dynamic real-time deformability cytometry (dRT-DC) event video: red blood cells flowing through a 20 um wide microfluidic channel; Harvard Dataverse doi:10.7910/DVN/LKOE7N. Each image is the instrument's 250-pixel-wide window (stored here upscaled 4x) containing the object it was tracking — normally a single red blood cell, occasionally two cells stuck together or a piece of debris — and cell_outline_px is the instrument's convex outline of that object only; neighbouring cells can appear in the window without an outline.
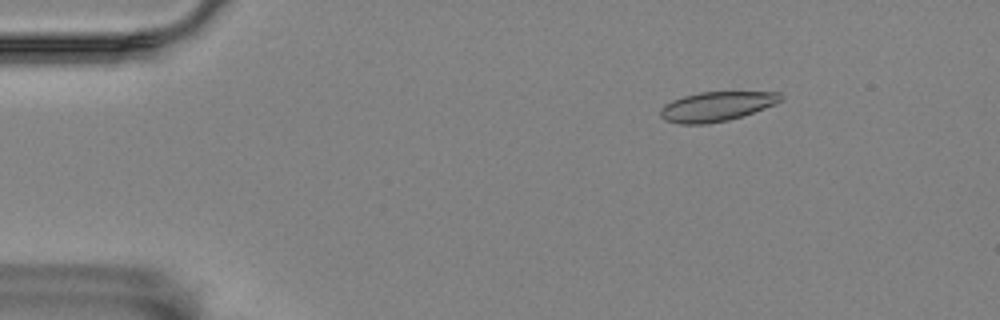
{"species": "Egyptian fruit bat (a non-hibernating species)", "species_latin": "Rousettus aegyptiacus", "temperature_condition": "room temperature", "stored_images_in_passage": 49, "segment_of_instrument_passage": [1, 2], "camera_frame_rate_fps": 3000, "um_per_image_px": 0.085, "animal": {"sex": "female"}, "frame": {"image": 1, "passage_image": 3, "time_ms": 0.667, "image_size_px": [1000, 320], "cell_outline_px": [[784, 100], [776, 104], [728, 120], [708, 124], [680, 124], [668, 120], [660, 116], [660, 108], [664, 104], [672, 100], [684, 96], [700, 92], [780, 92], [784, 96]], "centroid_in_image_um": [60.92, 9.04], "position_along_channel_um": 24.1, "area_um2": 20.63}}
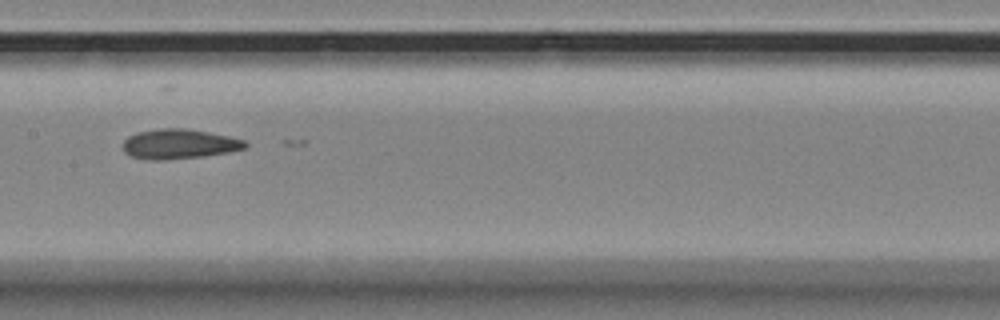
{"frame": {"image": 2, "passage_image": 23, "time_ms": 7.333, "image_size_px": [1000, 320], "cell_outline_px": [[248, 144], [244, 148], [228, 152], [204, 156], [160, 160], [152, 160], [132, 156], [124, 152], [124, 140], [128, 136], [136, 132], [160, 128], [184, 128], [208, 132], [228, 136], [244, 140]], "centroid_in_image_um": [15.21, 12.23], "position_along_channel_um": 192.2, "area_um2": 21.04}}
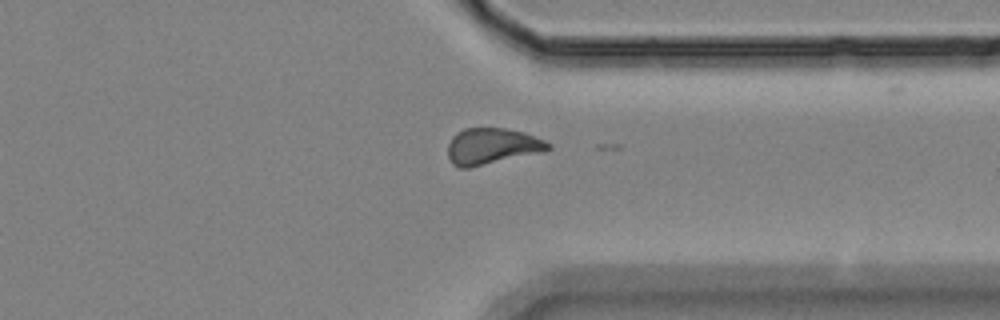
{"frame": {"image": 3, "passage_image": 38, "time_ms": 12.333, "image_size_px": [1000, 320], "cell_outline_px": [[552, 148], [544, 152], [468, 168], [460, 168], [452, 164], [448, 156], [448, 144], [452, 136], [456, 132], [464, 128], [504, 128], [524, 132], [544, 140], [552, 144]], "centroid_in_image_um": [41.82, 12.43], "position_along_channel_um": 369.6, "area_um2": 21.39}}